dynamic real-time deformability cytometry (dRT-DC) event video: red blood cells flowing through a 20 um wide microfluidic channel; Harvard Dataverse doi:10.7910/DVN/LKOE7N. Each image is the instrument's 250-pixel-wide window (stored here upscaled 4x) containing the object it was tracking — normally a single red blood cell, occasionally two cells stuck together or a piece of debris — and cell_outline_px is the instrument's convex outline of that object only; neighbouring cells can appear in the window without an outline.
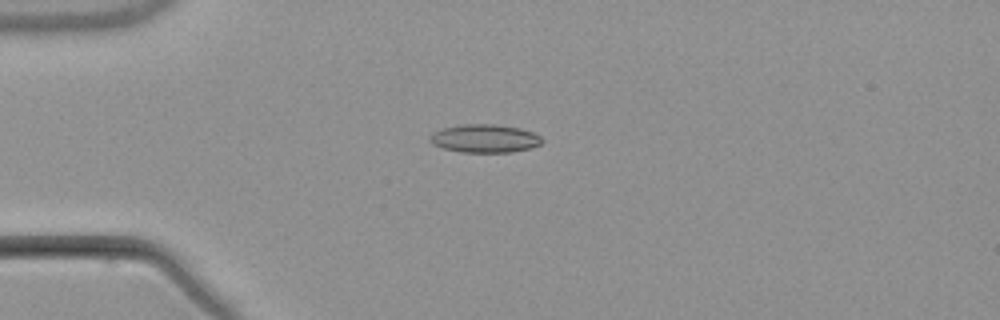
{"species": "common noctule bat (a hibernating species)", "species_latin": "Nyctalus noctula", "temperature_condition": "warm", "stored_images_in_passage": 6, "camera_frame_rate_fps": 3000, "um_per_image_px": 0.085, "animal": {"sex": "male", "body_mass_g": 21.5, "forearm_length_mm": 52.0}, "frame": {"image": 1, "passage_image": 3, "time_ms": 2.667, "image_size_px": [1000, 320], "cell_outline_px": [[544, 140], [540, 144], [532, 148], [512, 152], [460, 152], [444, 148], [432, 144], [428, 140], [428, 136], [432, 132], [444, 128], [460, 124], [496, 124], [520, 128], [532, 132], [540, 136]], "centroid_in_image_um": [41.19, 11.77], "position_along_channel_um": 43.8, "area_um2": 18.61}}
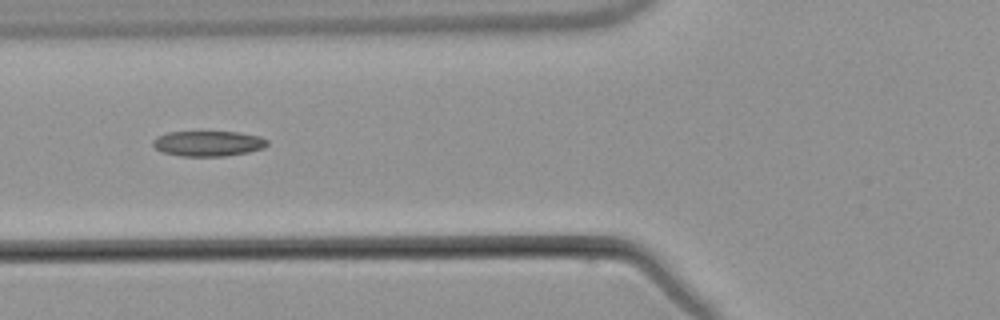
{"frame": {"image": 2, "passage_image": 5, "time_ms": 5.0, "image_size_px": [1000, 320], "cell_outline_px": [[268, 144], [264, 148], [248, 152], [224, 156], [180, 156], [164, 152], [156, 148], [152, 144], [152, 140], [156, 136], [168, 132], [236, 132], [260, 136], [268, 140]], "centroid_in_image_um": [17.69, 12.19], "position_along_channel_um": 108.1, "area_um2": 16.88}}
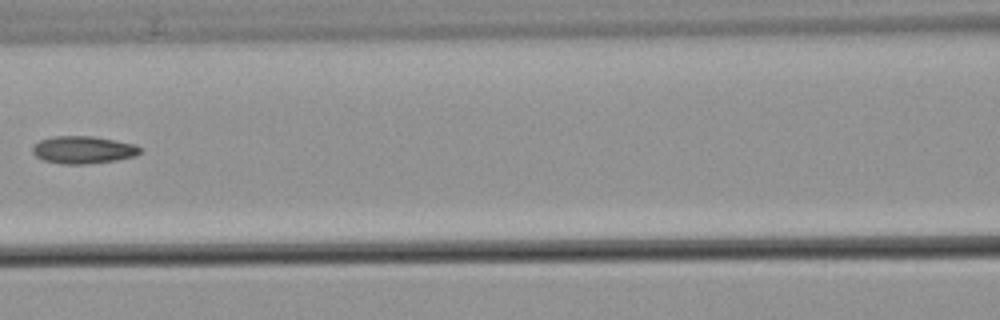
{"frame": {"image": 3, "passage_image": 6, "time_ms": 6.333, "image_size_px": [1000, 320], "cell_outline_px": [[140, 152], [136, 156], [116, 160], [84, 164], [60, 164], [44, 160], [36, 156], [32, 152], [32, 148], [40, 140], [52, 136], [92, 136], [136, 144], [140, 148]], "centroid_in_image_um": [7.07, 12.73], "position_along_channel_um": 159.5, "area_um2": 17.17}}